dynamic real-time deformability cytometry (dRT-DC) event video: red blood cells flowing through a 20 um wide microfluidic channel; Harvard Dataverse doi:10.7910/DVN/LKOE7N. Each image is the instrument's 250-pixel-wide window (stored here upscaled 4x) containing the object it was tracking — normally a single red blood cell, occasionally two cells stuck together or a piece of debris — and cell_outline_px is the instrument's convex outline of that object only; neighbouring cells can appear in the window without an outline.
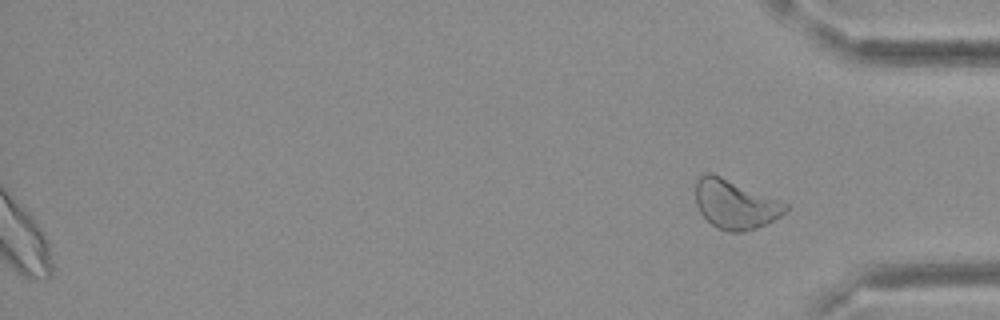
{"species": "Egyptian fruit bat (a non-hibernating species)", "species_latin": "Rousettus aegyptiacus", "temperature_condition": "cold", "stored_images_in_passage": 39, "segment_of_instrument_passage": [2, 2], "camera_frame_rate_fps": 3000, "um_per_image_px": 0.085, "frame": {"image": 1, "passage_image": 39, "time_ms": 12.667, "image_size_px": [1000, 320], "cell_outline_px": [[788, 208], [780, 216], [756, 228], [744, 232], [728, 232], [716, 228], [700, 212], [696, 204], [696, 180], [704, 172], [712, 172], [788, 204]], "centroid_in_image_um": [62.45, 17.36], "position_along_channel_um": 372.8, "area_um2": 25.55}}